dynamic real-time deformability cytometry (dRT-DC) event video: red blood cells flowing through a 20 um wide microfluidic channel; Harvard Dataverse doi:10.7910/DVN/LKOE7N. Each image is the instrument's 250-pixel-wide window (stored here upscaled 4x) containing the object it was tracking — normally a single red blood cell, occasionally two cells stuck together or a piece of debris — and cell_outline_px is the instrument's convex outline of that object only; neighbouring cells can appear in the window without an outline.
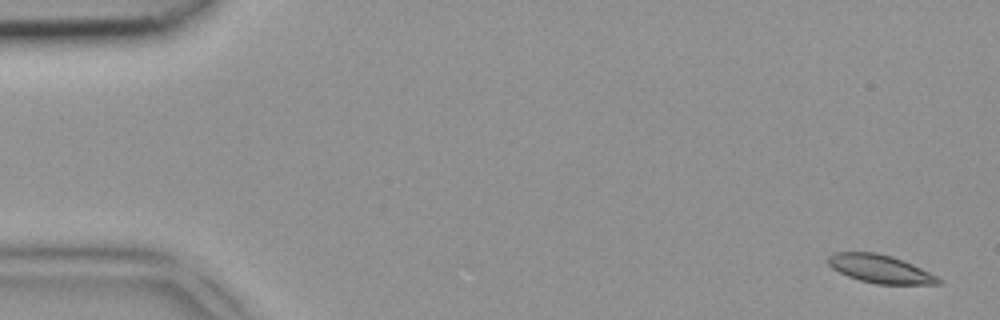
{"species": "common noctule bat (a hibernating species)", "species_latin": "Nyctalus noctula", "temperature_condition": "room temperature", "stored_images_in_passage": 5, "camera_frame_rate_fps": 3000, "um_per_image_px": 0.085, "animal": {"sex": "female", "body_mass_g": 18.4}, "frame": {"image": 1, "passage_image": 5, "time_ms": 1.333, "image_size_px": [1000, 320], "cell_outline_px": [[944, 280], [940, 284], [876, 284], [860, 280], [848, 276], [832, 268], [828, 264], [828, 256], [836, 252], [876, 252], [892, 256], [912, 264]], "centroid_in_image_um": [74.81, 22.85], "position_along_channel_um": 10.2, "area_um2": 17.98}}